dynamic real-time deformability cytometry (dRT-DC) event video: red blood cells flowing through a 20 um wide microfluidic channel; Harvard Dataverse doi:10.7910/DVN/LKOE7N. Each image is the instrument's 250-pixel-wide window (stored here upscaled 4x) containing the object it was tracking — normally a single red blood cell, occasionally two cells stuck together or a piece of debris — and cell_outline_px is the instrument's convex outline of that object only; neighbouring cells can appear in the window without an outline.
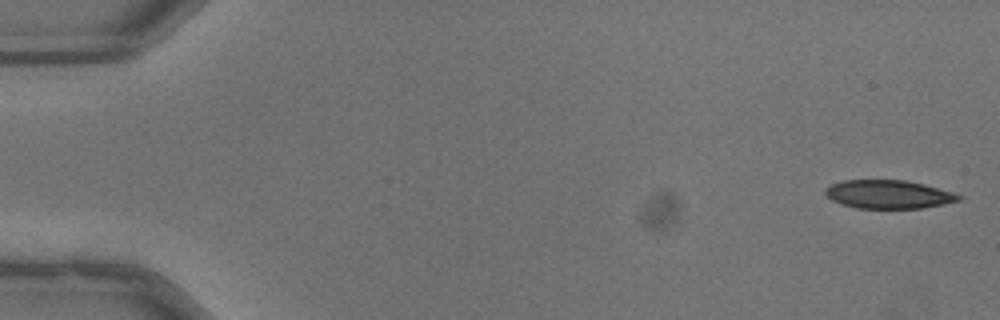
{"species": "common noctule bat (a hibernating species)", "species_latin": "Nyctalus noctula", "temperature_condition": "warm", "stored_images_in_passage": 49, "camera_frame_rate_fps": 3000, "um_per_image_px": 0.085, "animal": {"sex": "male", "body_mass_g": 13.3}, "frame": {"image": 1, "passage_image": 1, "time_ms": 0.0, "image_size_px": [1000, 320], "cell_outline_px": [[964, 200], [924, 208], [856, 208], [840, 204], [832, 200], [824, 192], [824, 188], [832, 184], [844, 180], [904, 180], [924, 184], [952, 192], [964, 196]], "centroid_in_image_um": [75.55, 16.52], "position_along_channel_um": 9.4, "area_um2": 22.25}}
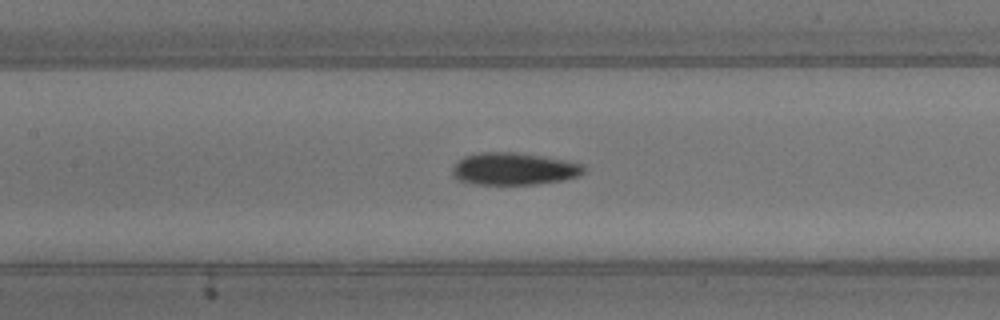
{"frame": {"image": 2, "passage_image": 24, "time_ms": 7.667, "image_size_px": [1000, 320], "cell_outline_px": [[588, 168], [584, 172], [576, 176], [564, 180], [536, 184], [476, 184], [456, 180], [452, 176], [452, 168], [464, 156], [476, 152], [516, 152], [564, 160], [584, 164]], "centroid_in_image_um": [43.67, 14.35], "position_along_channel_um": 163.7, "area_um2": 24.8}}
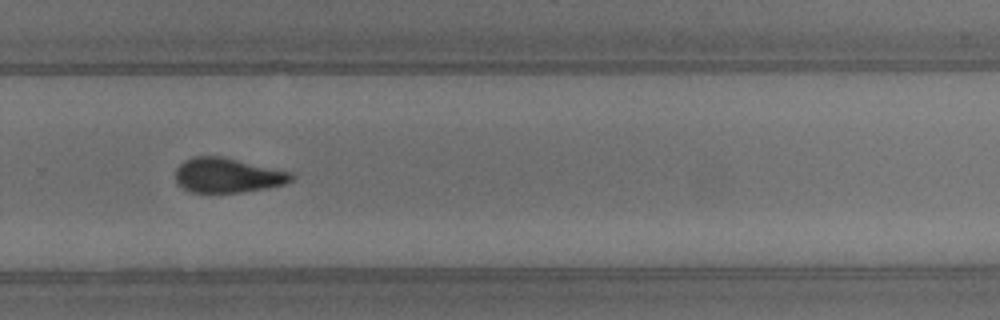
{"frame": {"image": 3, "passage_image": 35, "time_ms": 11.333, "image_size_px": [1000, 320], "cell_outline_px": [[296, 176], [292, 180], [284, 184], [268, 188], [244, 192], [192, 192], [176, 184], [176, 168], [184, 160], [192, 156], [224, 156], [292, 172]], "centroid_in_image_um": [19.36, 14.89], "position_along_channel_um": 310.4, "area_um2": 23.7}, "authors_computed_cell_mechanics": {"area_um2": 23.8714, "velocity_mm_per_s": 4.0136, "shape_relaxation_time_tau1_ms": null, "shape_relaxation_time_tau2_ms": 4.2513, "deformation_change_tau1": null, "deformation_change_tau2": 0.1091}}